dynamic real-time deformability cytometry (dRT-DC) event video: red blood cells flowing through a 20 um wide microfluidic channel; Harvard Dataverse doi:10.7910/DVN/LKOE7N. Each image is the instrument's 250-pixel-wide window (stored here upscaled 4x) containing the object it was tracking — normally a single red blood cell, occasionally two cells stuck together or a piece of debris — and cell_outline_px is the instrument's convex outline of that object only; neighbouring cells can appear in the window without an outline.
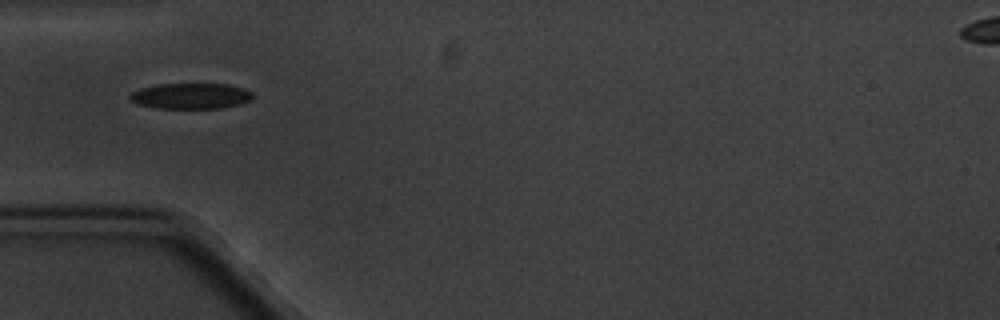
{"species": "common noctule bat (a hibernating species)", "species_latin": "Nyctalus noctula", "temperature_condition": "cold", "stored_images_in_passage": 6, "camera_frame_rate_fps": 3000, "um_per_image_px": 0.085, "animal": {"sex": "male", "body_mass_g": 20.1, "forearm_length_mm": 53.5}, "frame": {"image": 1, "passage_image": 1, "time_ms": 0.0, "image_size_px": [1000, 320], "cell_outline_px": [[252, 100], [240, 104], [220, 108], [156, 108], [136, 104], [128, 96], [132, 92], [140, 88], [160, 84], [228, 84], [244, 88], [252, 92]], "centroid_in_image_um": [16.22, 8.16], "position_along_channel_um": 68.8, "area_um2": 18.44}}
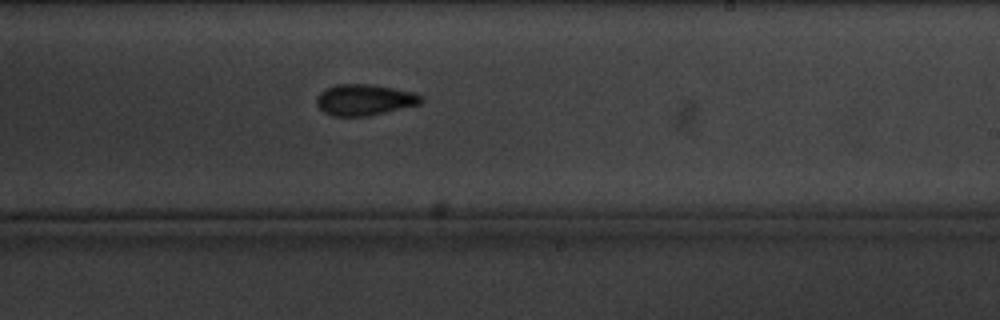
{"frame": {"image": 2, "passage_image": 6, "time_ms": 5.667, "image_size_px": [1000, 320], "cell_outline_px": [[424, 100], [420, 104], [368, 116], [332, 116], [324, 112], [316, 104], [316, 96], [324, 88], [336, 84], [372, 84], [416, 92], [424, 96]], "centroid_in_image_um": [30.99, 8.47], "position_along_channel_um": 258.0, "area_um2": 19.25}}